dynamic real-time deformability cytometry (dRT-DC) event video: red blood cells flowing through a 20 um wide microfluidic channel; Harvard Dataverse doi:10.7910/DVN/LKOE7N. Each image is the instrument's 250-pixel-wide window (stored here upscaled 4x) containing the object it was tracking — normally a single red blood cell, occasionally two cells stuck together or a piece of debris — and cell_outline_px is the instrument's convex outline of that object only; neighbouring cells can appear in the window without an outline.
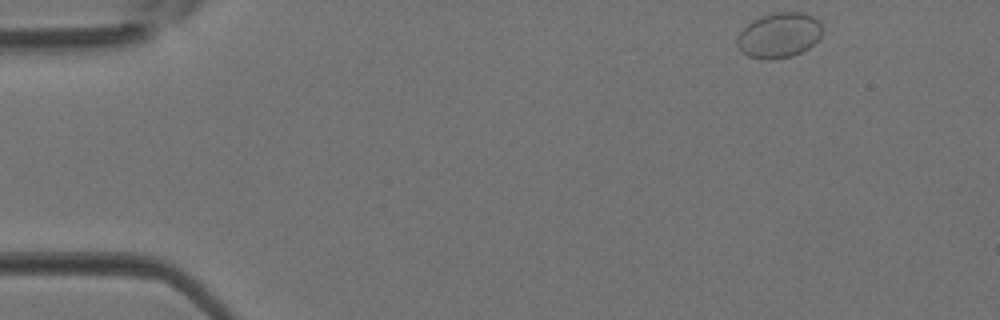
{"species": "Egyptian fruit bat (a non-hibernating species)", "species_latin": "Rousettus aegyptiacus", "temperature_condition": "room temperature", "stored_images_in_passage": 5, "camera_frame_rate_fps": 3000, "um_per_image_px": 0.085, "animal": {"sex": "female"}, "frame": {"image": 1, "passage_image": 5, "time_ms": 1.333, "image_size_px": [1000, 320], "cell_outline_px": [[820, 36], [808, 48], [792, 56], [772, 60], [768, 60], [748, 56], [736, 44], [736, 40], [740, 32], [752, 20], [760, 16], [776, 12], [804, 12], [820, 20]], "centroid_in_image_um": [66.2, 2.99], "position_along_channel_um": 18.8, "area_um2": 22.25}}